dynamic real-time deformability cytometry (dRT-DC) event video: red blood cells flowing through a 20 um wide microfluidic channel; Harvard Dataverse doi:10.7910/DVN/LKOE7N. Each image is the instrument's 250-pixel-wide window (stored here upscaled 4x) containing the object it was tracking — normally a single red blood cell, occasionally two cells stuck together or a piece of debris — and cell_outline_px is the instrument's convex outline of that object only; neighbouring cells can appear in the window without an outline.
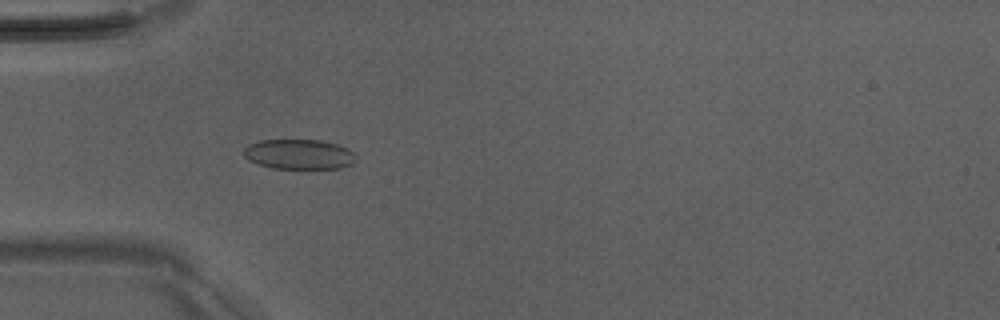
{"species": "Egyptian fruit bat (a non-hibernating species)", "species_latin": "Rousettus aegyptiacus", "temperature_condition": "room temperature", "stored_images_in_passage": 8, "camera_frame_rate_fps": 3000, "um_per_image_px": 0.085, "animal": {"sex": "male"}, "frame": {"image": 1, "passage_image": 5, "time_ms": 4.667, "image_size_px": [1000, 320], "cell_outline_px": [[356, 160], [352, 164], [340, 168], [272, 168], [248, 160], [244, 156], [244, 148], [248, 144], [260, 140], [320, 140], [336, 144], [348, 148], [356, 156]], "centroid_in_image_um": [25.42, 13.11], "position_along_channel_um": 59.6, "area_um2": 19.54}}